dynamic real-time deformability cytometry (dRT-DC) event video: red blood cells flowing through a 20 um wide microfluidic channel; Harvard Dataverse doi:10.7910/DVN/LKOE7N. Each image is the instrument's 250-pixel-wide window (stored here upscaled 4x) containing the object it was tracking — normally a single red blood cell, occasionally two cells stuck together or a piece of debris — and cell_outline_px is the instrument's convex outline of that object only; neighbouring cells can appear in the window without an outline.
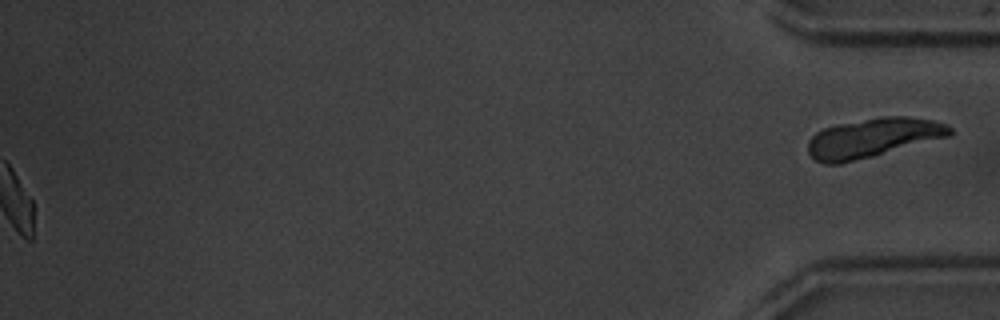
{"species": "common noctule bat (a hibernating species)", "species_latin": "Nyctalus noctula", "temperature_condition": "warm", "stored_images_in_passage": 41, "segment_of_instrument_passage": [2, 2], "camera_frame_rate_fps": 3000, "um_per_image_px": 0.085, "animal": {"sex": "male", "body_mass_g": 20.1, "forearm_length_mm": 53.5}, "frame": {"image": 1, "passage_image": 41, "time_ms": 13.333, "image_size_px": [1000, 320], "cell_outline_px": [[952, 136], [840, 164], [824, 164], [816, 160], [808, 152], [808, 140], [816, 132], [824, 128], [840, 124], [880, 116], [908, 116], [932, 120], [948, 124], [952, 128]], "centroid_in_image_um": [74.23, 11.71], "position_along_channel_um": 361.0, "area_um2": 32.43}}